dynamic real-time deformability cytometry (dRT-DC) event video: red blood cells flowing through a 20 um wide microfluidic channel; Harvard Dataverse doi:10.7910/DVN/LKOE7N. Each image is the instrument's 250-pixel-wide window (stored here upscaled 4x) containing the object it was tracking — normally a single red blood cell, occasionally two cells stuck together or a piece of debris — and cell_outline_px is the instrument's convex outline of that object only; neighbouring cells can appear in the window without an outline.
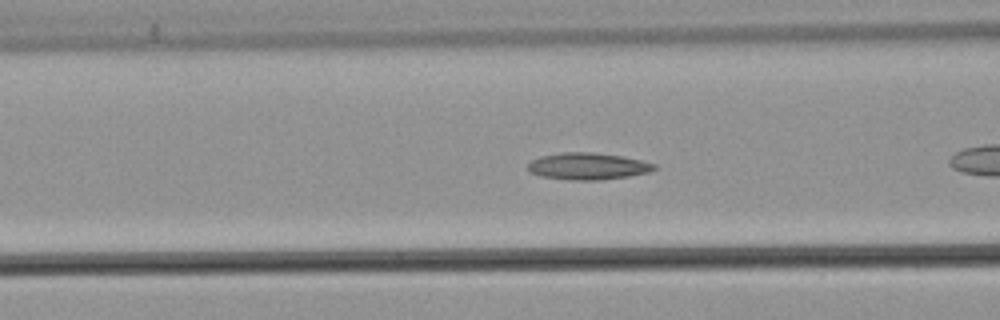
{"species": "common noctule bat (a hibernating species)", "species_latin": "Nyctalus noctula", "temperature_condition": "warm", "stored_images_in_passage": 34, "camera_frame_rate_fps": 3000, "um_per_image_px": 0.085, "animal": {"sex": "male", "body_mass_g": 21.5, "forearm_length_mm": 52.0}, "frame": {"image": 1, "passage_image": 6, "time_ms": 1.667, "image_size_px": [1000, 320], "cell_outline_px": [[656, 168], [648, 172], [628, 176], [604, 180], [568, 180], [540, 176], [528, 172], [528, 164], [532, 160], [540, 156], [560, 152], [592, 152], [624, 156], [656, 164]], "centroid_in_image_um": [49.93, 14.13], "position_along_channel_um": 116.7, "area_um2": 19.94}, "authors_computed_cell_mechanics": {"area_um2": 18.3515, "velocity_mm_per_s": 3.8284, "shape_relaxation_time_tau1_ms": null, "shape_relaxation_time_tau2_ms": 5.1497, "deformation_change_tau1": null, "deformation_change_tau2": 0.133}}